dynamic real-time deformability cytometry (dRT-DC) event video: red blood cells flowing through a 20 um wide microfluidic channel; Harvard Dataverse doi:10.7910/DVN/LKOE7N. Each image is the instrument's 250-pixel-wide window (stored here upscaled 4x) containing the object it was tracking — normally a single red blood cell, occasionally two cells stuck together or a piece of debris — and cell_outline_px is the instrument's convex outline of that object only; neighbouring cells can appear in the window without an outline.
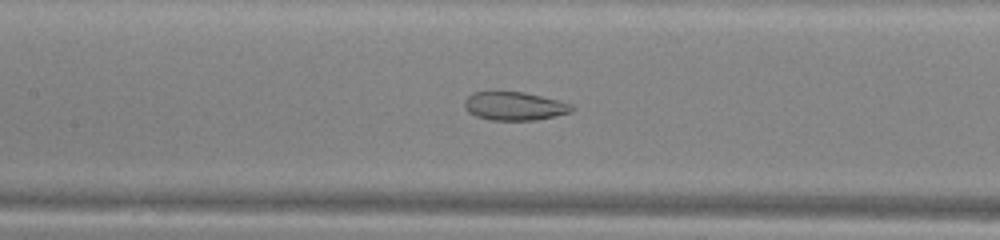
{"species": "common noctule bat (a hibernating species)", "species_latin": "Nyctalus noctula", "temperature_condition": "warm", "stored_images_in_passage": 43, "camera_frame_rate_fps": 3000, "um_per_image_px": 0.085, "animal": {"sex": "male", "body_mass_g": 13.0, "forearm_length_mm": 53.1}, "frame": {"image": 1, "passage_image": 15, "time_ms": 4.667, "image_size_px": [1000, 240], "cell_outline_px": [[576, 108], [572, 112], [556, 116], [536, 120], [492, 120], [476, 116], [468, 112], [464, 108], [464, 100], [472, 92], [524, 92], [572, 104]], "centroid_in_image_um": [43.73, 9.03], "position_along_channel_um": 163.7, "area_um2": 17.8}}
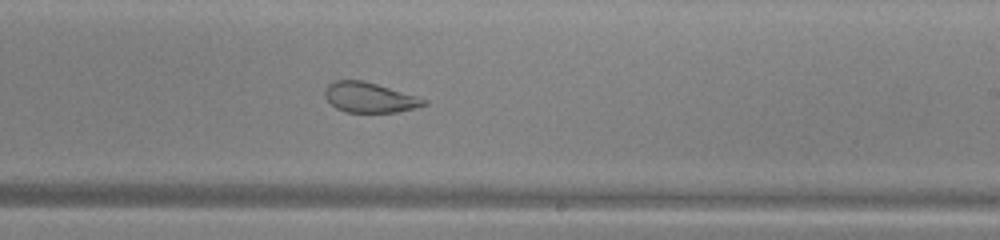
{"frame": {"image": 2, "passage_image": 22, "time_ms": 7.0, "image_size_px": [1000, 240], "cell_outline_px": [[428, 104], [416, 108], [396, 112], [348, 112], [336, 108], [324, 96], [324, 92], [328, 84], [336, 80], [360, 80], [376, 84], [416, 96], [428, 100]], "centroid_in_image_um": [31.41, 8.29], "position_along_channel_um": 257.6, "area_um2": 17.17}}
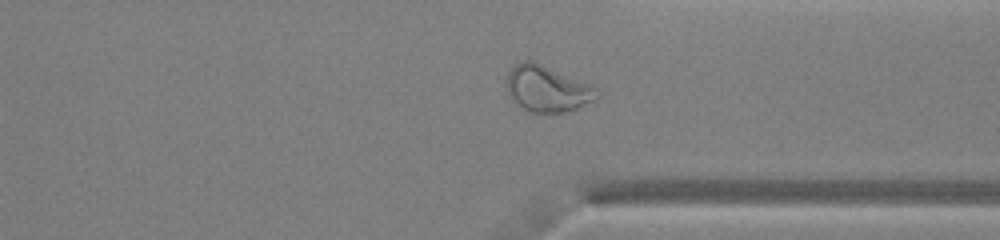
{"frame": {"image": 3, "passage_image": 30, "time_ms": 9.667, "image_size_px": [1000, 240], "cell_outline_px": [[600, 96], [596, 100], [576, 108], [564, 112], [532, 112], [524, 108], [508, 96], [504, 88], [504, 84], [508, 72], [520, 60], [532, 60], [592, 84], [600, 88]], "centroid_in_image_um": [46.52, 7.52], "position_along_channel_um": 364.9, "area_um2": 24.74}, "authors_computed_cell_mechanics": {"area_um2": 24.5072, "velocity_mm_per_s": 4.0352, "shape_relaxation_time_tau1_ms": null, "shape_relaxation_time_tau2_ms": 1.3641, "deformation_change_tau1": null, "deformation_change_tau2": 0.0821}}